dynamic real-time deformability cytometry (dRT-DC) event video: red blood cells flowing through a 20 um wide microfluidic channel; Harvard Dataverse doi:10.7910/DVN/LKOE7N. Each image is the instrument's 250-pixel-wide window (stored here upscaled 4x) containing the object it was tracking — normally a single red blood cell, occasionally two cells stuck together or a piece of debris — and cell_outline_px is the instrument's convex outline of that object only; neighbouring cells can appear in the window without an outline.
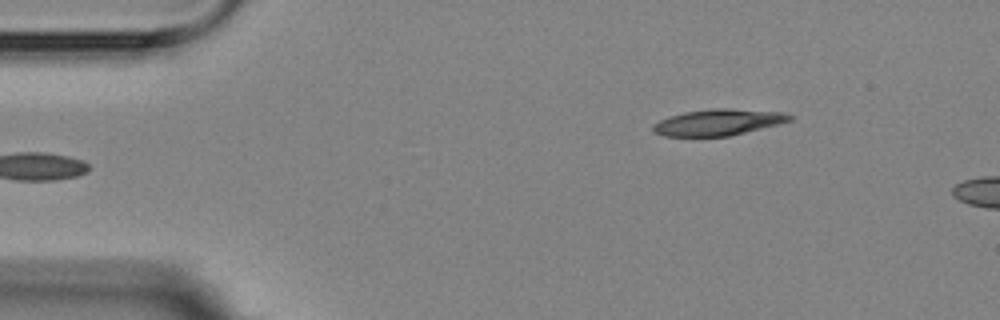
{"species": "Egyptian fruit bat (a non-hibernating species)", "species_latin": "Rousettus aegyptiacus", "temperature_condition": "room temperature", "stored_images_in_passage": 6, "camera_frame_rate_fps": 3000, "um_per_image_px": 0.085, "animal": {"sex": "female"}, "frame": {"image": 1, "passage_image": 6, "time_ms": 5.667, "image_size_px": [1000, 320], "cell_outline_px": [[792, 120], [780, 124], [728, 136], [664, 136], [652, 132], [652, 124], [668, 116], [684, 112], [712, 108], [728, 108], [784, 112], [792, 116]], "centroid_in_image_um": [61.03, 10.39], "position_along_channel_um": 24.0, "area_um2": 21.04}}